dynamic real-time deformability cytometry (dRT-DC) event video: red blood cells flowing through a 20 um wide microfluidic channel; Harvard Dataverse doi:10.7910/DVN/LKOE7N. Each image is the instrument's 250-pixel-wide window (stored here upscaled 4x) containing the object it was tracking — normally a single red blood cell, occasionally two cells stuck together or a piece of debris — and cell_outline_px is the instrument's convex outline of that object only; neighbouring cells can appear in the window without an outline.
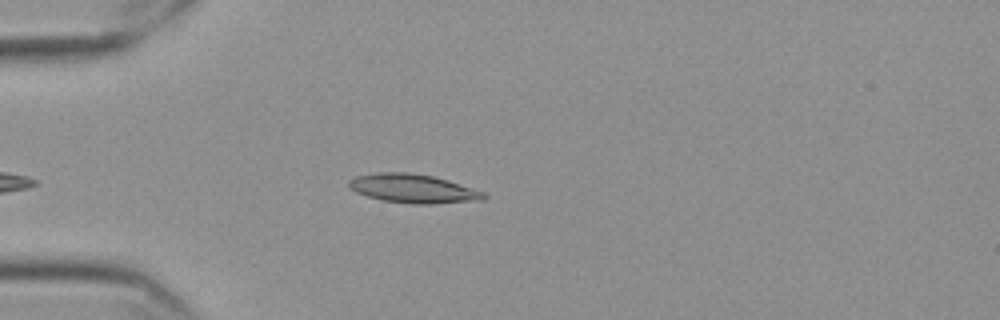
{"species": "Egyptian fruit bat (a non-hibernating species)", "species_latin": "Rousettus aegyptiacus", "temperature_condition": "cold", "stored_images_in_passage": 39, "camera_frame_rate_fps": 3000, "um_per_image_px": 0.085, "frame": {"image": 1, "passage_image": 9, "time_ms": 2.667, "image_size_px": [1000, 320], "cell_outline_px": [[488, 196], [484, 200], [432, 204], [412, 204], [384, 200], [368, 196], [356, 192], [348, 184], [348, 180], [356, 176], [376, 172], [408, 172], [432, 176], [448, 180], [484, 192]], "centroid_in_image_um": [35.14, 16.03], "position_along_channel_um": 49.9, "area_um2": 22.6}}
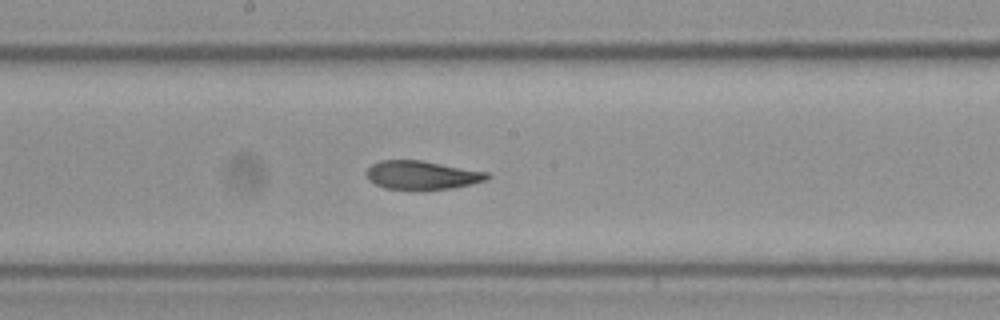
{"frame": {"image": 2, "passage_image": 24, "time_ms": 7.667, "image_size_px": [1000, 320], "cell_outline_px": [[492, 176], [484, 180], [472, 184], [452, 188], [420, 192], [412, 192], [384, 188], [368, 180], [364, 172], [372, 164], [380, 160], [424, 160], [488, 172]], "centroid_in_image_um": [35.83, 14.92], "position_along_channel_um": 212.4, "area_um2": 21.04}}
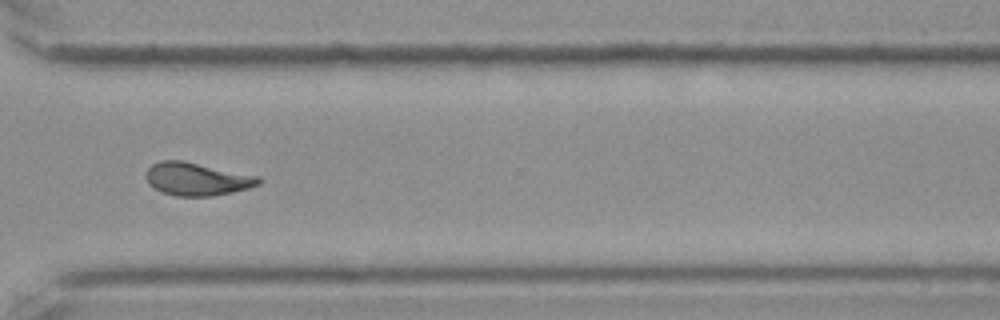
{"frame": {"image": 3, "passage_image": 36, "time_ms": 11.667, "image_size_px": [1000, 320], "cell_outline_px": [[260, 184], [248, 188], [232, 192], [212, 196], [176, 196], [164, 192], [148, 184], [144, 176], [148, 168], [152, 164], [160, 160], [180, 160], [260, 176]], "centroid_in_image_um": [16.72, 15.21], "position_along_channel_um": 353.9, "area_um2": 21.5}, "authors_computed_cell_mechanics": {"area_um2": 20.9814, "velocity_mm_per_s": 3.5407, "shape_relaxation_time_tau1_ms": null, "shape_relaxation_time_tau2_ms": 2.4381, "deformation_change_tau1": null, "deformation_change_tau2": 0.0825}}